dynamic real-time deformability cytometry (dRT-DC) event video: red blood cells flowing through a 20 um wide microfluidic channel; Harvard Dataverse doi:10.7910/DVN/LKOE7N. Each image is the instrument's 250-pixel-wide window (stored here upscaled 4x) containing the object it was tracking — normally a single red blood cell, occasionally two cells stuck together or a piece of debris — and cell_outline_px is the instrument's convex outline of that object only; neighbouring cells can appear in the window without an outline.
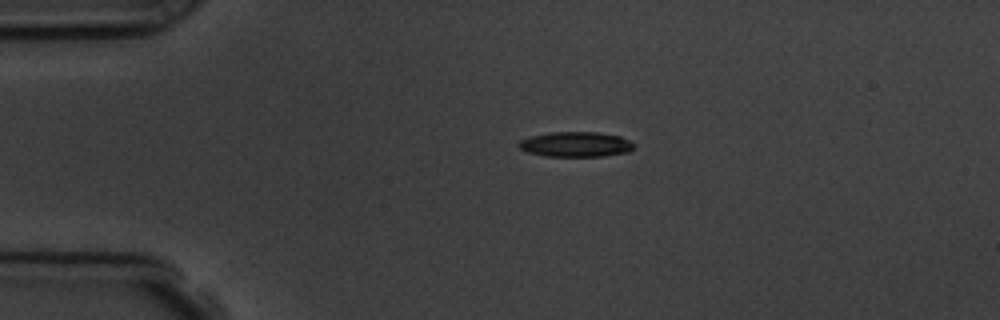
{"species": "common noctule bat (a hibernating species)", "species_latin": "Nyctalus noctula", "temperature_condition": "room temperature", "stored_images_in_passage": 4, "camera_frame_rate_fps": 3000, "um_per_image_px": 0.085, "animal": {"sex": "male", "body_mass_g": 19.5, "forearm_length_mm": 54.6}, "frame": {"image": 1, "passage_image": 3, "time_ms": 2.333, "image_size_px": [1000, 320], "cell_outline_px": [[636, 148], [628, 152], [604, 156], [544, 156], [528, 152], [520, 148], [516, 144], [520, 140], [528, 136], [548, 132], [596, 132], [620, 136], [636, 144]], "centroid_in_image_um": [48.94, 12.26], "position_along_channel_um": 36.1, "area_um2": 17.05}}